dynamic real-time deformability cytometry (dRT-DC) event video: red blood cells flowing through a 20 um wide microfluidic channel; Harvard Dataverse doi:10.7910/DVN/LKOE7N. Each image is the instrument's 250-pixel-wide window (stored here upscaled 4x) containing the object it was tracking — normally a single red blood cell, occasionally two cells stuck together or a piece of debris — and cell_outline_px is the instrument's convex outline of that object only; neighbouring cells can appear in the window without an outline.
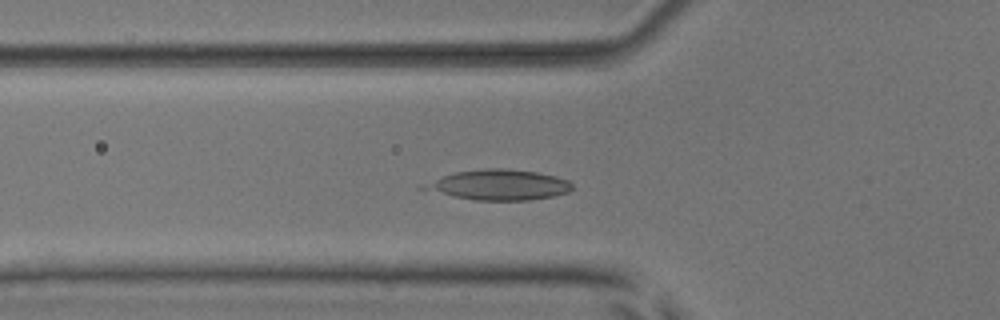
{"species": "common noctule bat (a hibernating species)", "species_latin": "Nyctalus noctula", "temperature_condition": "room temperature", "stored_images_in_passage": 47, "camera_frame_rate_fps": 3000, "um_per_image_px": 0.085, "animal": {"sex": "male", "body_mass_g": 17.9, "forearm_length_mm": 54.2}, "frame": {"image": 1, "passage_image": 17, "time_ms": 5.333, "image_size_px": [1000, 320], "cell_outline_px": [[572, 188], [568, 192], [552, 196], [528, 200], [476, 200], [416, 188], [420, 184], [456, 172], [488, 168], [504, 168], [536, 172], [556, 176], [568, 180], [572, 184]], "centroid_in_image_um": [42.39, 15.71], "position_along_channel_um": 83.4, "area_um2": 25.95}}
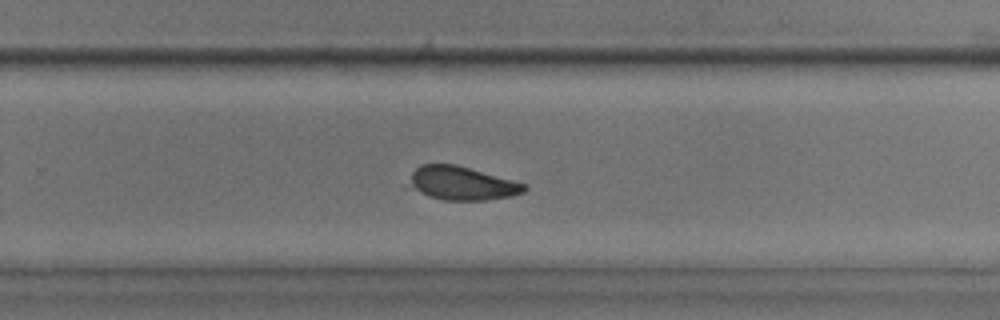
{"frame": {"image": 2, "passage_image": 33, "time_ms": 10.667, "image_size_px": [1000, 320], "cell_outline_px": [[528, 188], [524, 192], [512, 196], [484, 200], [444, 200], [428, 196], [416, 188], [412, 184], [412, 172], [420, 164], [456, 164], [524, 184]], "centroid_in_image_um": [39.3, 15.58], "position_along_channel_um": 290.5, "area_um2": 21.85}}
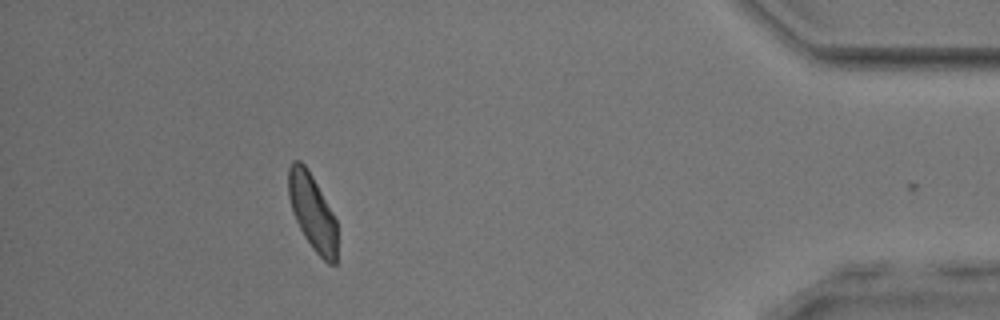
{"frame": {"image": 3, "passage_image": 46, "time_ms": 15.0, "image_size_px": [1000, 320], "cell_outline_px": [[336, 264], [328, 264], [312, 248], [304, 236], [296, 220], [288, 196], [288, 168], [292, 160], [300, 160], [304, 164], [312, 176], [332, 212], [336, 220]], "centroid_in_image_um": [26.53, 18.01], "position_along_channel_um": 408.7, "area_um2": 21.27}, "authors_computed_cell_mechanics": {"area_um2": 23.3512, "velocity_mm_per_s": 3.8945, "shape_relaxation_time_tau1_ms": 5.7109, "shape_relaxation_time_tau2_ms": 4.507, "deformation_change_tau1": 0.1537, "deformation_change_tau2": 0.1172}}